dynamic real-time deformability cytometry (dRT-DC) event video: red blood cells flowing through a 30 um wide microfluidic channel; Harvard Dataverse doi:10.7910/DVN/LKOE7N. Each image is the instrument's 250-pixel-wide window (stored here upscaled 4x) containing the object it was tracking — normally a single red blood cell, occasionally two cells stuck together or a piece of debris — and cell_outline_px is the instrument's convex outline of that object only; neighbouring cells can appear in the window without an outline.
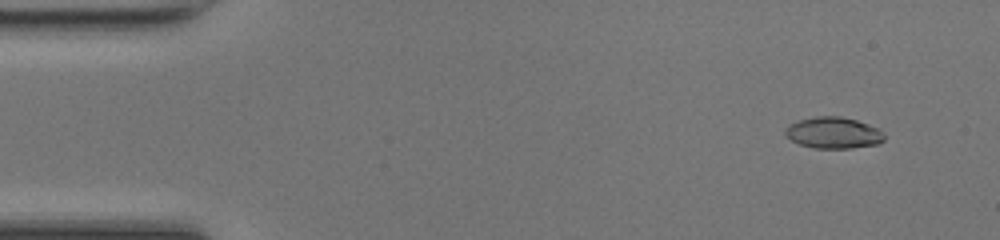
{"species": "common noctule bat (a hibernating species)", "species_latin": "Nyctalus noctula", "temperature_condition": "room temperature", "stored_images_in_passage": 49, "camera_frame_rate_fps": 3000, "um_per_image_px": 0.085, "animal": {"sex": "female", "body_mass_g": 17.0, "forearm_length_mm": 48.0}, "frame": {"image": 1, "passage_image": 4, "time_ms": 1.0, "image_size_px": [1000, 240], "cell_outline_px": [[884, 140], [880, 144], [852, 148], [812, 148], [800, 144], [784, 136], [784, 128], [796, 120], [816, 116], [840, 116], [856, 120], [880, 128], [884, 136]], "centroid_in_image_um": [70.83, 11.28], "position_along_channel_um": 14.2, "area_um2": 18.38}}
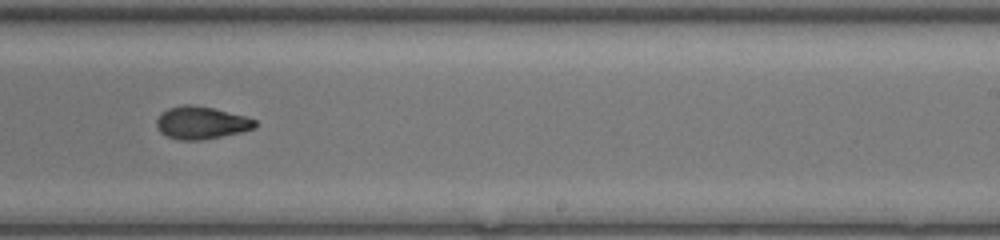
{"frame": {"image": 2, "passage_image": 30, "time_ms": 9.667, "image_size_px": [1000, 240], "cell_outline_px": [[256, 128], [240, 132], [200, 140], [180, 140], [168, 136], [160, 132], [156, 128], [156, 120], [160, 112], [168, 108], [184, 104], [192, 104], [212, 108], [248, 116], [256, 120]], "centroid_in_image_um": [17.09, 10.42], "position_along_channel_um": 271.9, "area_um2": 18.79}}
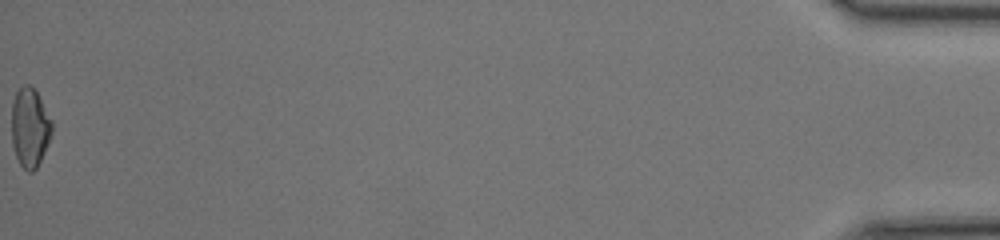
{"frame": {"image": 3, "passage_image": 49, "time_ms": 16.0, "image_size_px": [1000, 240], "cell_outline_px": [[52, 132], [44, 152], [36, 168], [32, 172], [28, 172], [20, 164], [16, 156], [12, 144], [12, 100], [16, 92], [24, 84], [28, 84], [36, 92], [52, 120]], "centroid_in_image_um": [2.53, 10.84], "position_along_channel_um": 432.7, "area_um2": 18.38}, "authors_computed_cell_mechanics": {"area_um2": 18.5538, "velocity_mm_per_s": 4.29, "shape_relaxation_time_tau1_ms": null, "shape_relaxation_time_tau2_ms": 2.0099, "deformation_change_tau1": null, "deformation_change_tau2": 0.0714}}